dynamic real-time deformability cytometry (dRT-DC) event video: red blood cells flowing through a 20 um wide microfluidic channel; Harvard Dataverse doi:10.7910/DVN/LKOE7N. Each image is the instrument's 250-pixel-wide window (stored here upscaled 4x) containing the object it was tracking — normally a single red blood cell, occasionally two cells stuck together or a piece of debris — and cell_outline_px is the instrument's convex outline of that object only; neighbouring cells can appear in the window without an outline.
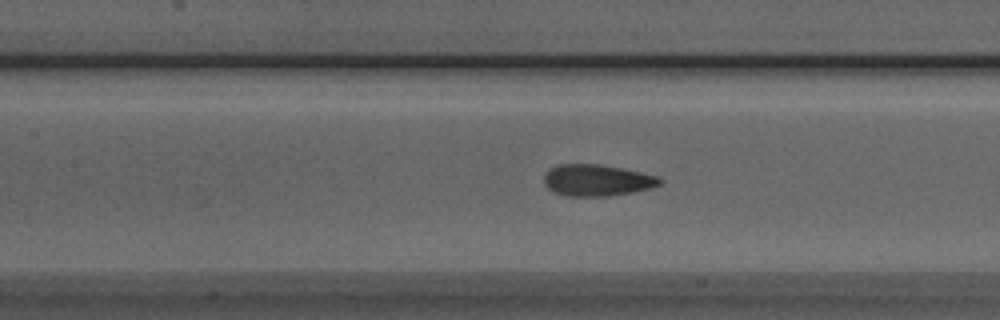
{"species": "Egyptian fruit bat (a non-hibernating species)", "species_latin": "Rousettus aegyptiacus", "temperature_condition": "room temperature", "stored_images_in_passage": 28, "camera_frame_rate_fps": 3000, "um_per_image_px": 0.085, "animal": {"sex": "male"}, "frame": {"image": 1, "passage_image": 14, "time_ms": 4.333, "image_size_px": [1000, 320], "cell_outline_px": [[664, 180], [660, 184], [652, 188], [632, 192], [608, 196], [564, 196], [548, 188], [544, 184], [544, 172], [548, 168], [560, 164], [600, 164], [660, 176]], "centroid_in_image_um": [50.74, 15.32], "position_along_channel_um": 156.7, "area_um2": 21.44}}
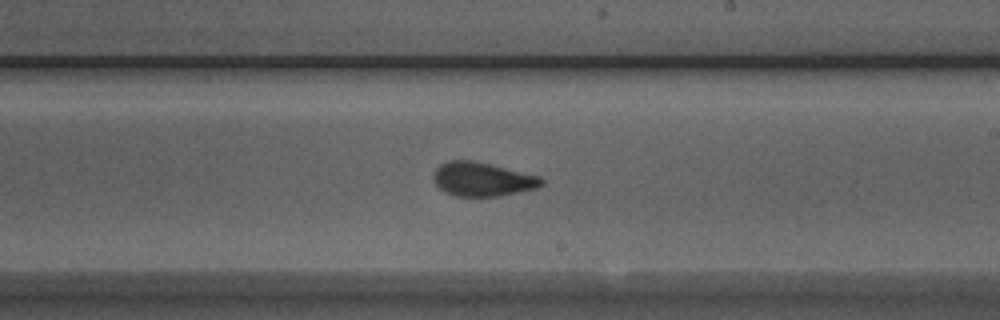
{"frame": {"image": 2, "passage_image": 21, "time_ms": 6.667, "image_size_px": [1000, 320], "cell_outline_px": [[544, 184], [536, 188], [500, 196], [456, 196], [444, 192], [432, 180], [432, 176], [436, 168], [440, 164], [448, 160], [472, 160], [540, 176], [544, 180]], "centroid_in_image_um": [40.98, 15.23], "position_along_channel_um": 248.0, "area_um2": 21.39}}
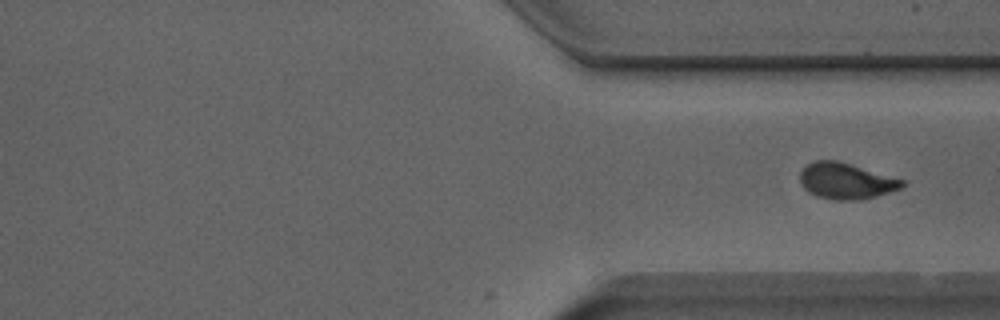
{"frame": {"image": 3, "passage_image": 28, "time_ms": 9.0, "image_size_px": [1000, 320], "cell_outline_px": [[904, 184], [900, 188], [876, 196], [860, 200], [836, 200], [816, 196], [808, 192], [804, 188], [800, 180], [800, 172], [808, 164], [816, 160], [836, 160], [852, 164], [904, 180]], "centroid_in_image_um": [71.89, 15.38], "position_along_channel_um": 339.5, "area_um2": 21.33}}